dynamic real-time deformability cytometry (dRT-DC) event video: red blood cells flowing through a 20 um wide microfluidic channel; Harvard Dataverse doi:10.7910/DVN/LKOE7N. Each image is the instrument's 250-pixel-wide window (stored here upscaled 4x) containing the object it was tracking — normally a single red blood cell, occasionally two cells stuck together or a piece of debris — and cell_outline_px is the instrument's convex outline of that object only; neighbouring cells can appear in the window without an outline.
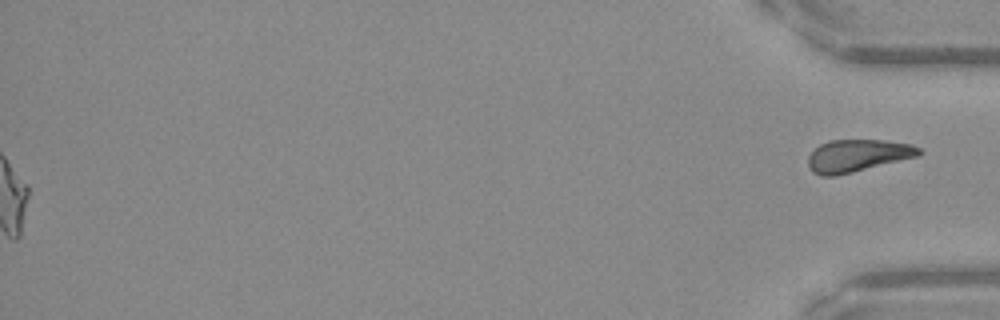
{"species": "Egyptian fruit bat (a non-hibernating species)", "species_latin": "Rousettus aegyptiacus", "temperature_condition": "warm", "stored_images_in_passage": 52, "segment_of_instrument_passage": [2, 2], "camera_frame_rate_fps": 3000, "um_per_image_px": 0.085, "frame": {"image": 1, "passage_image": 52, "time_ms": 17.0, "image_size_px": [1000, 320], "cell_outline_px": [[920, 156], [836, 176], [820, 176], [812, 172], [808, 164], [808, 156], [820, 144], [832, 140], [884, 140], [912, 144], [920, 148]], "centroid_in_image_um": [72.89, 13.23], "position_along_channel_um": 362.3, "area_um2": 20.92}}